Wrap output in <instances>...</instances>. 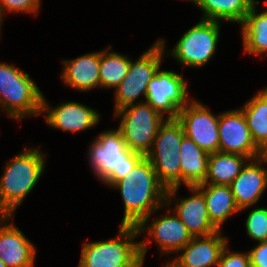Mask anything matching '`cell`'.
<instances>
[{"label":"cell","mask_w":267,"mask_h":267,"mask_svg":"<svg viewBox=\"0 0 267 267\" xmlns=\"http://www.w3.org/2000/svg\"><path fill=\"white\" fill-rule=\"evenodd\" d=\"M220 26V21L201 19L180 37L170 52L166 51L164 38L157 40L162 44L166 57L171 55L183 67L199 69L207 65L216 53Z\"/></svg>","instance_id":"8992f818"},{"label":"cell","mask_w":267,"mask_h":267,"mask_svg":"<svg viewBox=\"0 0 267 267\" xmlns=\"http://www.w3.org/2000/svg\"><path fill=\"white\" fill-rule=\"evenodd\" d=\"M0 267H7V265H5L1 259H0Z\"/></svg>","instance_id":"d6a6232c"},{"label":"cell","mask_w":267,"mask_h":267,"mask_svg":"<svg viewBox=\"0 0 267 267\" xmlns=\"http://www.w3.org/2000/svg\"><path fill=\"white\" fill-rule=\"evenodd\" d=\"M41 114L50 128L64 132H83L98 125L101 119L97 110L79 102H62L51 106L42 95Z\"/></svg>","instance_id":"9a60e30c"},{"label":"cell","mask_w":267,"mask_h":267,"mask_svg":"<svg viewBox=\"0 0 267 267\" xmlns=\"http://www.w3.org/2000/svg\"><path fill=\"white\" fill-rule=\"evenodd\" d=\"M163 58H165V50L157 40L136 61L131 59L126 77L114 92V113L129 105L142 103L137 102V99L141 95L145 99L147 86L162 65Z\"/></svg>","instance_id":"30bf717a"},{"label":"cell","mask_w":267,"mask_h":267,"mask_svg":"<svg viewBox=\"0 0 267 267\" xmlns=\"http://www.w3.org/2000/svg\"><path fill=\"white\" fill-rule=\"evenodd\" d=\"M246 232L255 242L267 241V207L252 208L245 220Z\"/></svg>","instance_id":"4316f807"},{"label":"cell","mask_w":267,"mask_h":267,"mask_svg":"<svg viewBox=\"0 0 267 267\" xmlns=\"http://www.w3.org/2000/svg\"><path fill=\"white\" fill-rule=\"evenodd\" d=\"M42 91L30 74L14 64L0 62V109L12 120L41 114Z\"/></svg>","instance_id":"5b68a950"},{"label":"cell","mask_w":267,"mask_h":267,"mask_svg":"<svg viewBox=\"0 0 267 267\" xmlns=\"http://www.w3.org/2000/svg\"><path fill=\"white\" fill-rule=\"evenodd\" d=\"M185 1H188V2L190 1V2H192V3H193L195 0H185Z\"/></svg>","instance_id":"e575fe53"},{"label":"cell","mask_w":267,"mask_h":267,"mask_svg":"<svg viewBox=\"0 0 267 267\" xmlns=\"http://www.w3.org/2000/svg\"><path fill=\"white\" fill-rule=\"evenodd\" d=\"M219 152L243 155L250 160L263 156L252 139L241 108L219 113Z\"/></svg>","instance_id":"5bb4252c"},{"label":"cell","mask_w":267,"mask_h":267,"mask_svg":"<svg viewBox=\"0 0 267 267\" xmlns=\"http://www.w3.org/2000/svg\"><path fill=\"white\" fill-rule=\"evenodd\" d=\"M250 159L243 155L215 152L209 154L203 184L230 185Z\"/></svg>","instance_id":"d4e9b609"},{"label":"cell","mask_w":267,"mask_h":267,"mask_svg":"<svg viewBox=\"0 0 267 267\" xmlns=\"http://www.w3.org/2000/svg\"><path fill=\"white\" fill-rule=\"evenodd\" d=\"M161 68L150 80L145 100L140 102L149 104L166 119H177L179 111L193 99L187 91L188 82L182 74Z\"/></svg>","instance_id":"8fae6325"},{"label":"cell","mask_w":267,"mask_h":267,"mask_svg":"<svg viewBox=\"0 0 267 267\" xmlns=\"http://www.w3.org/2000/svg\"><path fill=\"white\" fill-rule=\"evenodd\" d=\"M113 114L120 118L118 129L126 146L146 156L166 118L145 102L129 105Z\"/></svg>","instance_id":"ba28073f"},{"label":"cell","mask_w":267,"mask_h":267,"mask_svg":"<svg viewBox=\"0 0 267 267\" xmlns=\"http://www.w3.org/2000/svg\"><path fill=\"white\" fill-rule=\"evenodd\" d=\"M260 1H256L240 24L243 51L248 55H267V9L257 11ZM258 5V6H257Z\"/></svg>","instance_id":"7402d4cb"},{"label":"cell","mask_w":267,"mask_h":267,"mask_svg":"<svg viewBox=\"0 0 267 267\" xmlns=\"http://www.w3.org/2000/svg\"><path fill=\"white\" fill-rule=\"evenodd\" d=\"M164 267H177L171 259H169L168 261L165 262Z\"/></svg>","instance_id":"4dcf8cb0"},{"label":"cell","mask_w":267,"mask_h":267,"mask_svg":"<svg viewBox=\"0 0 267 267\" xmlns=\"http://www.w3.org/2000/svg\"><path fill=\"white\" fill-rule=\"evenodd\" d=\"M89 145V167L94 176L109 188L124 178L145 157L126 146L117 127L99 133Z\"/></svg>","instance_id":"3957f363"},{"label":"cell","mask_w":267,"mask_h":267,"mask_svg":"<svg viewBox=\"0 0 267 267\" xmlns=\"http://www.w3.org/2000/svg\"><path fill=\"white\" fill-rule=\"evenodd\" d=\"M184 135L183 126L177 119H166L145 156L166 189L181 187L180 147Z\"/></svg>","instance_id":"52a82bcc"},{"label":"cell","mask_w":267,"mask_h":267,"mask_svg":"<svg viewBox=\"0 0 267 267\" xmlns=\"http://www.w3.org/2000/svg\"><path fill=\"white\" fill-rule=\"evenodd\" d=\"M163 208L166 209V213L162 212L154 221L152 213L137 226L140 236L147 234L146 240L139 241L142 261H145L148 248L153 241L158 244L162 257L178 253L193 238L175 212L167 204Z\"/></svg>","instance_id":"9c48e42d"},{"label":"cell","mask_w":267,"mask_h":267,"mask_svg":"<svg viewBox=\"0 0 267 267\" xmlns=\"http://www.w3.org/2000/svg\"><path fill=\"white\" fill-rule=\"evenodd\" d=\"M266 163L264 156L249 160L230 184L240 213L257 205L262 198L267 188V167H264Z\"/></svg>","instance_id":"e0dca14e"},{"label":"cell","mask_w":267,"mask_h":267,"mask_svg":"<svg viewBox=\"0 0 267 267\" xmlns=\"http://www.w3.org/2000/svg\"><path fill=\"white\" fill-rule=\"evenodd\" d=\"M112 45L100 50V88L116 89L126 77L131 63L128 54L113 52ZM128 55V56H127Z\"/></svg>","instance_id":"484cf974"},{"label":"cell","mask_w":267,"mask_h":267,"mask_svg":"<svg viewBox=\"0 0 267 267\" xmlns=\"http://www.w3.org/2000/svg\"><path fill=\"white\" fill-rule=\"evenodd\" d=\"M240 108L255 145L264 153L267 149V86L255 92Z\"/></svg>","instance_id":"cb8c5ba5"},{"label":"cell","mask_w":267,"mask_h":267,"mask_svg":"<svg viewBox=\"0 0 267 267\" xmlns=\"http://www.w3.org/2000/svg\"><path fill=\"white\" fill-rule=\"evenodd\" d=\"M61 80L69 88L79 92L100 89V50L76 58L62 60Z\"/></svg>","instance_id":"d6986e66"},{"label":"cell","mask_w":267,"mask_h":267,"mask_svg":"<svg viewBox=\"0 0 267 267\" xmlns=\"http://www.w3.org/2000/svg\"><path fill=\"white\" fill-rule=\"evenodd\" d=\"M177 120L185 135L207 153L219 152V113L193 99L179 111Z\"/></svg>","instance_id":"7c38bea8"},{"label":"cell","mask_w":267,"mask_h":267,"mask_svg":"<svg viewBox=\"0 0 267 267\" xmlns=\"http://www.w3.org/2000/svg\"><path fill=\"white\" fill-rule=\"evenodd\" d=\"M139 236L137 226L120 225L114 238L84 241L77 267H143Z\"/></svg>","instance_id":"277c9868"},{"label":"cell","mask_w":267,"mask_h":267,"mask_svg":"<svg viewBox=\"0 0 267 267\" xmlns=\"http://www.w3.org/2000/svg\"><path fill=\"white\" fill-rule=\"evenodd\" d=\"M209 153L201 149L186 135L180 147L181 185L193 187L204 183Z\"/></svg>","instance_id":"44dd1931"},{"label":"cell","mask_w":267,"mask_h":267,"mask_svg":"<svg viewBox=\"0 0 267 267\" xmlns=\"http://www.w3.org/2000/svg\"><path fill=\"white\" fill-rule=\"evenodd\" d=\"M13 217L0 215V259L7 267H34L36 247L15 223L11 222Z\"/></svg>","instance_id":"2e32d148"},{"label":"cell","mask_w":267,"mask_h":267,"mask_svg":"<svg viewBox=\"0 0 267 267\" xmlns=\"http://www.w3.org/2000/svg\"><path fill=\"white\" fill-rule=\"evenodd\" d=\"M248 253L251 267H267V241L258 242Z\"/></svg>","instance_id":"f546056e"},{"label":"cell","mask_w":267,"mask_h":267,"mask_svg":"<svg viewBox=\"0 0 267 267\" xmlns=\"http://www.w3.org/2000/svg\"><path fill=\"white\" fill-rule=\"evenodd\" d=\"M263 156L267 159V149H266V151L263 153Z\"/></svg>","instance_id":"836d02e7"},{"label":"cell","mask_w":267,"mask_h":267,"mask_svg":"<svg viewBox=\"0 0 267 267\" xmlns=\"http://www.w3.org/2000/svg\"><path fill=\"white\" fill-rule=\"evenodd\" d=\"M222 230L207 235L193 237L172 258L177 267H217L223 248L229 239Z\"/></svg>","instance_id":"ac0fdd59"},{"label":"cell","mask_w":267,"mask_h":267,"mask_svg":"<svg viewBox=\"0 0 267 267\" xmlns=\"http://www.w3.org/2000/svg\"><path fill=\"white\" fill-rule=\"evenodd\" d=\"M229 243L223 248L217 267H251L248 252L230 251Z\"/></svg>","instance_id":"f1b7e54d"},{"label":"cell","mask_w":267,"mask_h":267,"mask_svg":"<svg viewBox=\"0 0 267 267\" xmlns=\"http://www.w3.org/2000/svg\"><path fill=\"white\" fill-rule=\"evenodd\" d=\"M257 0H195L203 15L201 19L240 24Z\"/></svg>","instance_id":"603a6c76"},{"label":"cell","mask_w":267,"mask_h":267,"mask_svg":"<svg viewBox=\"0 0 267 267\" xmlns=\"http://www.w3.org/2000/svg\"><path fill=\"white\" fill-rule=\"evenodd\" d=\"M111 188L120 192L124 204L121 225L124 226H138L166 204L167 189L146 157Z\"/></svg>","instance_id":"6da1fadb"},{"label":"cell","mask_w":267,"mask_h":267,"mask_svg":"<svg viewBox=\"0 0 267 267\" xmlns=\"http://www.w3.org/2000/svg\"><path fill=\"white\" fill-rule=\"evenodd\" d=\"M39 148L24 149L7 160L0 177V215L15 216L18 206L38 184L46 167V153Z\"/></svg>","instance_id":"7a4b0ae2"},{"label":"cell","mask_w":267,"mask_h":267,"mask_svg":"<svg viewBox=\"0 0 267 267\" xmlns=\"http://www.w3.org/2000/svg\"><path fill=\"white\" fill-rule=\"evenodd\" d=\"M41 2V0H0V10L3 16L7 15V12L37 16L40 13Z\"/></svg>","instance_id":"83f0119b"},{"label":"cell","mask_w":267,"mask_h":267,"mask_svg":"<svg viewBox=\"0 0 267 267\" xmlns=\"http://www.w3.org/2000/svg\"><path fill=\"white\" fill-rule=\"evenodd\" d=\"M195 187L204 195L208 216L219 230L230 216L240 213L230 185L200 184Z\"/></svg>","instance_id":"ffe728a7"},{"label":"cell","mask_w":267,"mask_h":267,"mask_svg":"<svg viewBox=\"0 0 267 267\" xmlns=\"http://www.w3.org/2000/svg\"><path fill=\"white\" fill-rule=\"evenodd\" d=\"M4 16L2 15V13H1V10H0V36H1V32H2V23H3V21H4Z\"/></svg>","instance_id":"1f68e13d"},{"label":"cell","mask_w":267,"mask_h":267,"mask_svg":"<svg viewBox=\"0 0 267 267\" xmlns=\"http://www.w3.org/2000/svg\"><path fill=\"white\" fill-rule=\"evenodd\" d=\"M179 189L180 187L167 189L166 204L184 223L192 237L207 236L217 232L219 229L208 216L204 195L193 186L187 187L193 195L181 198L176 195Z\"/></svg>","instance_id":"4fadbf2b"}]
</instances>
